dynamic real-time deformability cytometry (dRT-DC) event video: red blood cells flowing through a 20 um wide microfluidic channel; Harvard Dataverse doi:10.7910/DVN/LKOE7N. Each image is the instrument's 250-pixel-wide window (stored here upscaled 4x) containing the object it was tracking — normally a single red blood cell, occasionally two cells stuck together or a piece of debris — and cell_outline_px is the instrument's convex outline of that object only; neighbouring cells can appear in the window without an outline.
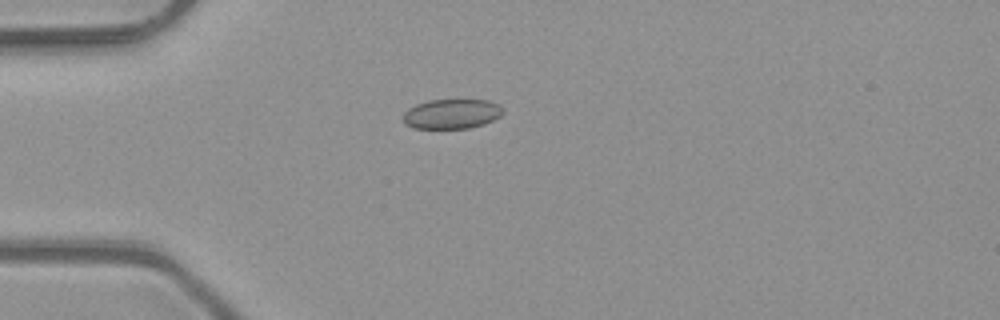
{"species": "common noctule bat (a hibernating species)", "species_latin": "Nyctalus noctula", "temperature_condition": "room temperature", "stored_images_in_passage": 33, "camera_frame_rate_fps": 3000, "um_per_image_px": 0.085, "animal": {"sex": "male", "body_mass_g": 23.1, "forearm_length_mm": 52.7}, "frame": {"image": 1, "passage_image": 2, "time_ms": 0.333, "image_size_px": [1000, 320], "cell_outline_px": [[504, 112], [500, 116], [484, 124], [468, 128], [412, 128], [404, 124], [404, 112], [408, 108], [416, 104], [428, 100], [488, 100], [504, 108]], "centroid_in_image_um": [38.38, 9.68], "position_along_channel_um": 46.6, "area_um2": 17.28}}
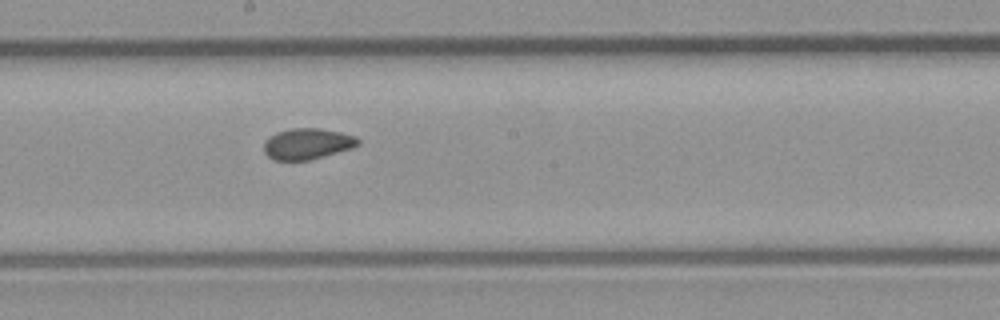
{"frame": {"image": 2, "passage_image": 16, "time_ms": 5.0, "image_size_px": [1000, 320], "cell_outline_px": [[360, 144], [352, 148], [308, 160], [276, 160], [268, 156], [264, 152], [264, 140], [276, 132], [292, 128], [320, 128], [340, 132], [356, 136], [360, 140]], "centroid_in_image_um": [26.12, 12.21], "position_along_channel_um": 222.1, "area_um2": 16.99}}
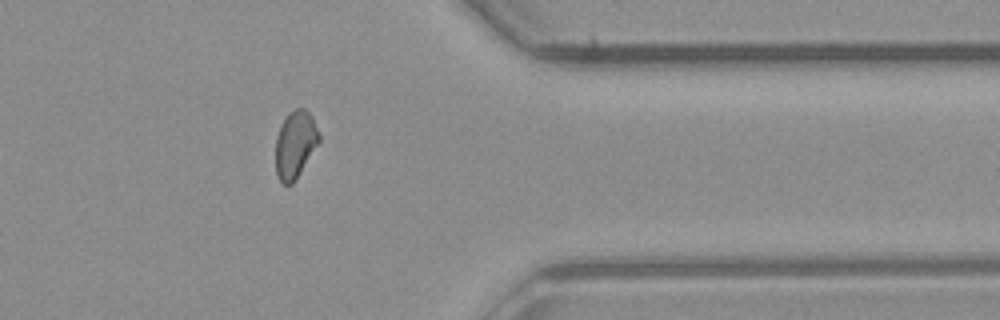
{"frame": {"image": 3, "passage_image": 29, "time_ms": 9.333, "image_size_px": [1000, 320], "cell_outline_px": [[320, 140], [296, 180], [292, 184], [284, 184], [276, 176], [276, 136], [288, 112], [296, 108], [304, 108], [312, 116], [320, 136]], "centroid_in_image_um": [25.09, 12.28], "position_along_channel_um": 386.3, "area_um2": 16.94}, "authors_computed_cell_mechanics": {"area_um2": 17.1666, "velocity_mm_per_s": 4.1318, "shape_relaxation_time_tau1_ms": null, "shape_relaxation_time_tau2_ms": 2.8152, "deformation_change_tau1": null, "deformation_change_tau2": 0.067}}